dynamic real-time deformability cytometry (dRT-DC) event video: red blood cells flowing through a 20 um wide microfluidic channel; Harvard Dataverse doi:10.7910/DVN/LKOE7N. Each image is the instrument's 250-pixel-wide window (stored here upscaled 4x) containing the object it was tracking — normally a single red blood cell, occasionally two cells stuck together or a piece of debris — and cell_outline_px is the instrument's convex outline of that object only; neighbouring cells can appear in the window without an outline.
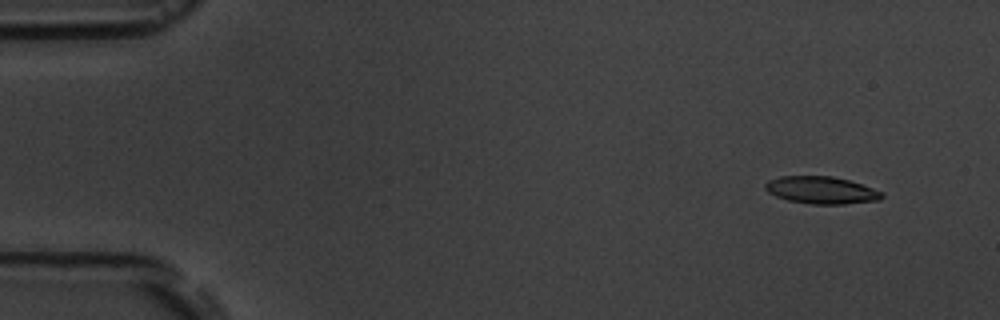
{"species": "common noctule bat (a hibernating species)", "species_latin": "Nyctalus noctula", "temperature_condition": "room temperature", "stored_images_in_passage": 8, "camera_frame_rate_fps": 3000, "um_per_image_px": 0.085, "animal": {"sex": "male", "body_mass_g": 19.5, "forearm_length_mm": 54.6}, "frame": {"image": 1, "passage_image": 2, "time_ms": 1.0, "image_size_px": [1000, 320], "cell_outline_px": [[884, 196], [880, 200], [844, 204], [812, 204], [788, 200], [776, 196], [768, 192], [764, 188], [764, 184], [768, 180], [780, 176], [832, 176], [848, 180], [884, 192]], "centroid_in_image_um": [69.81, 16.16], "position_along_channel_um": 15.2, "area_um2": 18.55}}
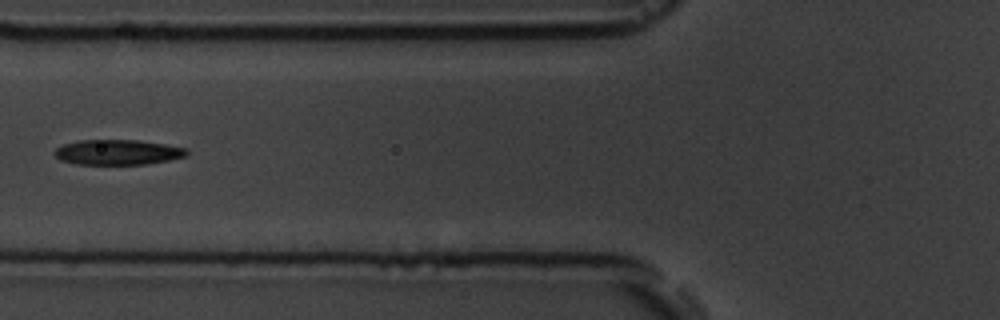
{"frame": {"image": 2, "passage_image": 7, "time_ms": 6.667, "image_size_px": [1000, 320], "cell_outline_px": [[188, 152], [184, 156], [168, 160], [148, 164], [76, 164], [60, 160], [56, 156], [56, 148], [64, 144], [80, 140], [136, 140], [164, 144], [188, 148]], "centroid_in_image_um": [10.01, 12.94], "position_along_channel_um": 115.8, "area_um2": 19.19}}
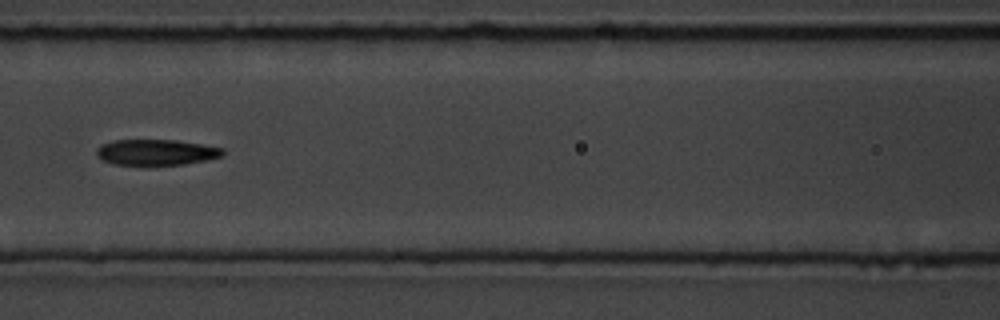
{"frame": {"image": 3, "passage_image": 8, "time_ms": 7.667, "image_size_px": [1000, 320], "cell_outline_px": [[224, 152], [220, 156], [204, 160], [184, 164], [148, 168], [112, 164], [96, 156], [96, 148], [112, 140], [176, 140], [224, 148]], "centroid_in_image_um": [13.21, 12.99], "position_along_channel_um": 153.4, "area_um2": 19.65}}